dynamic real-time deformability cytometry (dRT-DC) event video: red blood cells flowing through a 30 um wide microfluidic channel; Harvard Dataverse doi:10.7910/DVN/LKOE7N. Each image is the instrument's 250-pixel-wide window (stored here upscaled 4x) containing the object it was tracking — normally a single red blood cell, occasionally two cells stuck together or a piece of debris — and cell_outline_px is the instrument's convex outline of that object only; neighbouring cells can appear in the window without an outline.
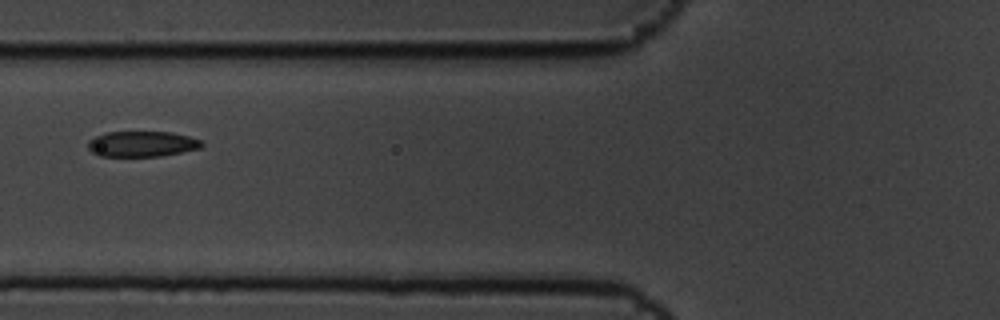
{"species": "common noctule bat (a hibernating species)", "species_latin": "Nyctalus noctula", "temperature_condition": "cold", "stored_images_in_passage": 10, "camera_frame_rate_fps": 3000, "um_per_image_px": 0.085, "animal": {"sex": "male", "body_mass_g": 19.5, "forearm_length_mm": 54.6}, "frame": {"image": 1, "passage_image": 7, "time_ms": 2.0, "image_size_px": [1000, 320], "cell_outline_px": [[204, 144], [200, 148], [160, 156], [100, 156], [92, 152], [88, 148], [88, 140], [96, 136], [108, 132], [172, 132], [188, 136], [200, 140]], "centroid_in_image_um": [12.05, 12.23], "position_along_channel_um": 113.7, "area_um2": 16.82}}
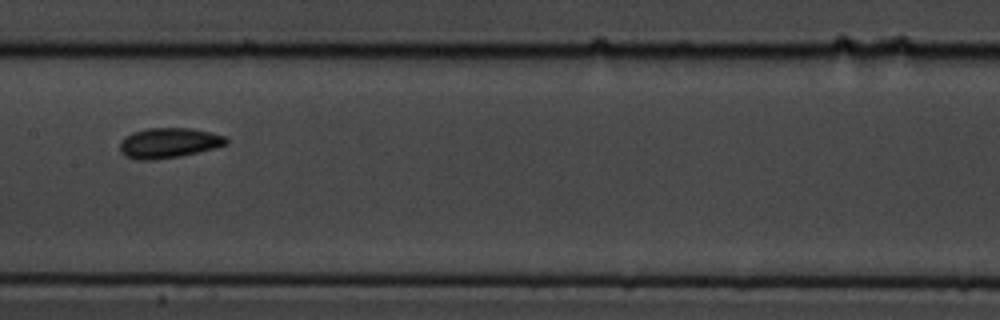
{"frame": {"image": 2, "passage_image": 9, "time_ms": 2.667, "image_size_px": [1000, 320], "cell_outline_px": [[228, 144], [180, 156], [156, 160], [136, 160], [124, 156], [120, 152], [120, 140], [132, 132], [148, 128], [192, 128], [212, 132], [224, 136], [228, 140]], "centroid_in_image_um": [14.3, 12.15], "position_along_channel_um": 193.1, "area_um2": 18.79}}
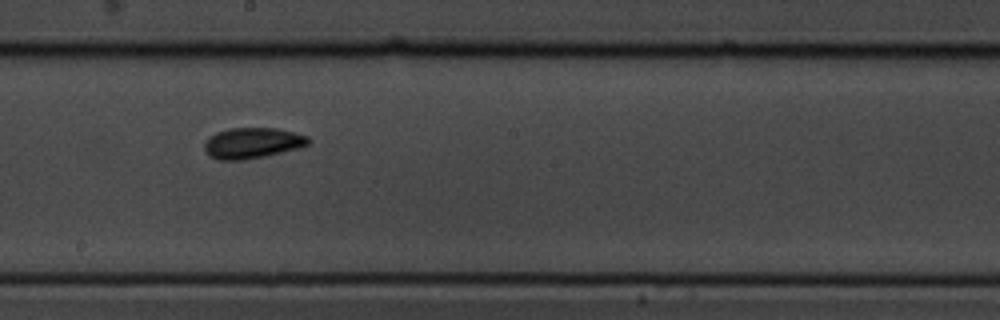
{"frame": {"image": 3, "passage_image": 10, "time_ms": 3.0, "image_size_px": [1000, 320], "cell_outline_px": [[312, 140], [308, 144], [300, 148], [264, 156], [244, 160], [220, 160], [212, 156], [204, 148], [204, 144], [208, 136], [216, 132], [228, 128], [276, 128], [308, 136]], "centroid_in_image_um": [21.46, 12.15], "position_along_channel_um": 226.7, "area_um2": 18.61}}